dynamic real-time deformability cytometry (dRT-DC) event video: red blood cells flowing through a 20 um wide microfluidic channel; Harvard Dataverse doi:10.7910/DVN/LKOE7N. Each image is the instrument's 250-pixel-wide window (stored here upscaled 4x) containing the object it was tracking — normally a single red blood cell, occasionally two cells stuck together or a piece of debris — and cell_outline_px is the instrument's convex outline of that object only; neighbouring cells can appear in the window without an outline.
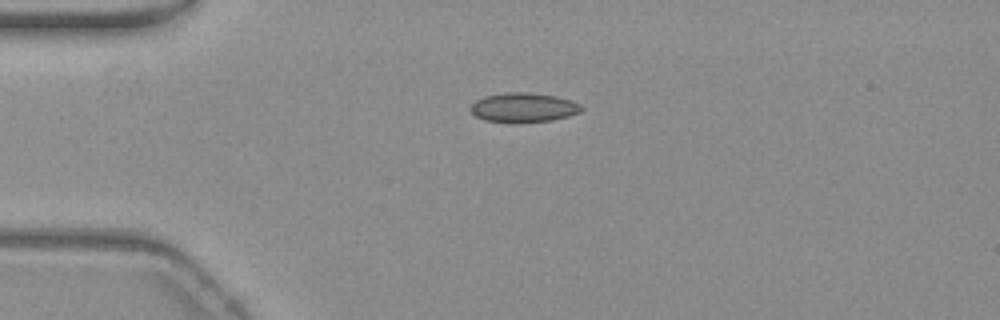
{"species": "common noctule bat (a hibernating species)", "species_latin": "Nyctalus noctula", "temperature_condition": "warm", "stored_images_in_passage": 44, "camera_frame_rate_fps": 3000, "um_per_image_px": 0.085, "animal": {"sex": "female", "body_mass_g": 19.3, "forearm_length_mm": 54.1}, "frame": {"image": 1, "passage_image": 1, "time_ms": 0.0, "image_size_px": [1000, 320], "cell_outline_px": [[584, 108], [580, 112], [568, 116], [552, 120], [516, 124], [484, 120], [476, 116], [472, 112], [472, 104], [476, 100], [484, 96], [504, 92], [528, 92], [556, 96], [572, 100], [580, 104]], "centroid_in_image_um": [44.51, 9.15], "position_along_channel_um": 40.5, "area_um2": 19.31}}
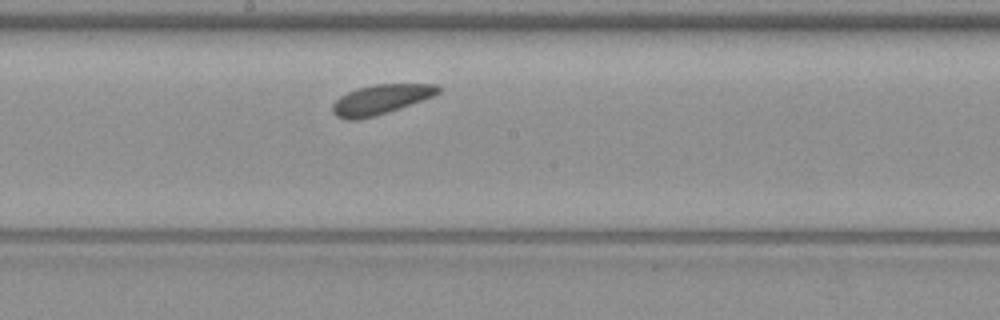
{"frame": {"image": 2, "passage_image": 18, "time_ms": 5.667, "image_size_px": [1000, 320], "cell_outline_px": [[440, 92], [432, 96], [388, 112], [376, 116], [356, 120], [348, 120], [336, 116], [332, 112], [332, 104], [340, 96], [356, 88], [376, 84], [436, 84], [440, 88]], "centroid_in_image_um": [32.31, 8.46], "position_along_channel_um": 215.9, "area_um2": 18.15}}
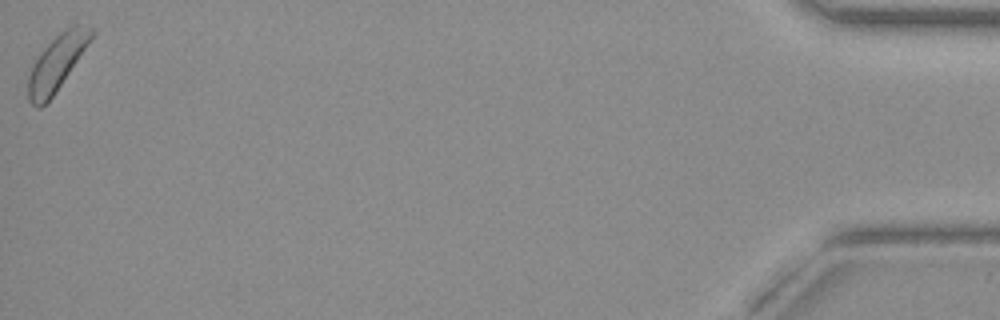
{"frame": {"image": 3, "passage_image": 44, "time_ms": 14.333, "image_size_px": [1000, 320], "cell_outline_px": [[92, 36], [52, 96], [40, 108], [36, 108], [28, 100], [28, 76], [40, 52], [60, 32], [76, 24], [92, 28]], "centroid_in_image_um": [4.76, 5.37], "position_along_channel_um": 430.4, "area_um2": 19.19}, "authors_computed_cell_mechanics": {"area_um2": 18.7561, "velocity_mm_per_s": 3.6103, "shape_relaxation_time_tau1_ms": null, "shape_relaxation_time_tau2_ms": 9.4741, "deformation_change_tau1": null, "deformation_change_tau2": 0.1672}}